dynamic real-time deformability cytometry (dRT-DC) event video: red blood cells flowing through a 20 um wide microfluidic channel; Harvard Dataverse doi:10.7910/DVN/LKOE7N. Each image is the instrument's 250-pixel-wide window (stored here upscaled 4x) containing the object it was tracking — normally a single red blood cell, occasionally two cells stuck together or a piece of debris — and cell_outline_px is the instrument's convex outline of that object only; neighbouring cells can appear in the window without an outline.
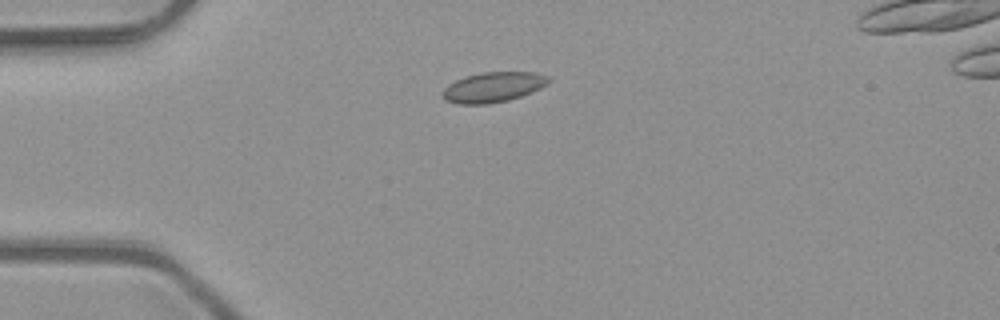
{"species": "common noctule bat (a hibernating species)", "species_latin": "Nyctalus noctula", "temperature_condition": "room temperature", "stored_images_in_passage": 3, "camera_frame_rate_fps": 3000, "um_per_image_px": 0.085, "animal": {"sex": "male", "body_mass_g": 23.1, "forearm_length_mm": 52.7}, "frame": {"image": 1, "passage_image": 1, "time_ms": 0.0, "image_size_px": [1000, 320], "cell_outline_px": [[552, 80], [548, 84], [540, 88], [520, 96], [508, 100], [484, 104], [456, 104], [444, 100], [440, 92], [448, 84], [464, 76], [480, 72], [536, 72], [548, 76]], "centroid_in_image_um": [41.89, 7.4], "position_along_channel_um": 43.1, "area_um2": 18.79}}
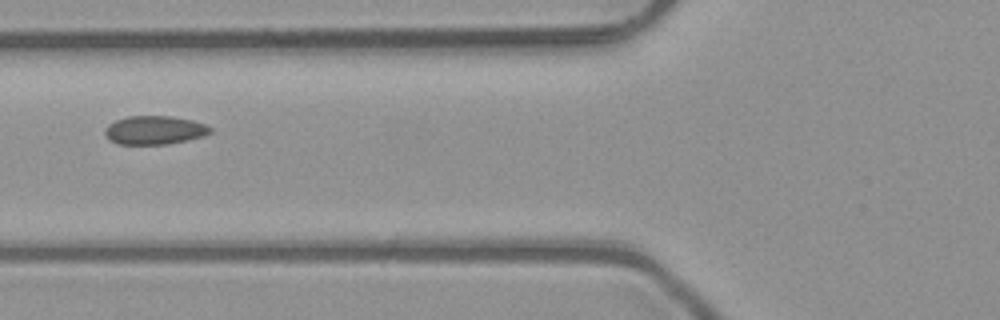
{"frame": {"image": 2, "passage_image": 3, "time_ms": 0.667, "image_size_px": [1000, 320], "cell_outline_px": [[212, 132], [204, 136], [188, 140], [168, 144], [116, 144], [108, 140], [104, 136], [104, 128], [108, 124], [116, 120], [128, 116], [172, 116], [192, 120], [204, 124], [212, 128]], "centroid_in_image_um": [13.1, 11.07], "position_along_channel_um": 112.7, "area_um2": 17.8}}